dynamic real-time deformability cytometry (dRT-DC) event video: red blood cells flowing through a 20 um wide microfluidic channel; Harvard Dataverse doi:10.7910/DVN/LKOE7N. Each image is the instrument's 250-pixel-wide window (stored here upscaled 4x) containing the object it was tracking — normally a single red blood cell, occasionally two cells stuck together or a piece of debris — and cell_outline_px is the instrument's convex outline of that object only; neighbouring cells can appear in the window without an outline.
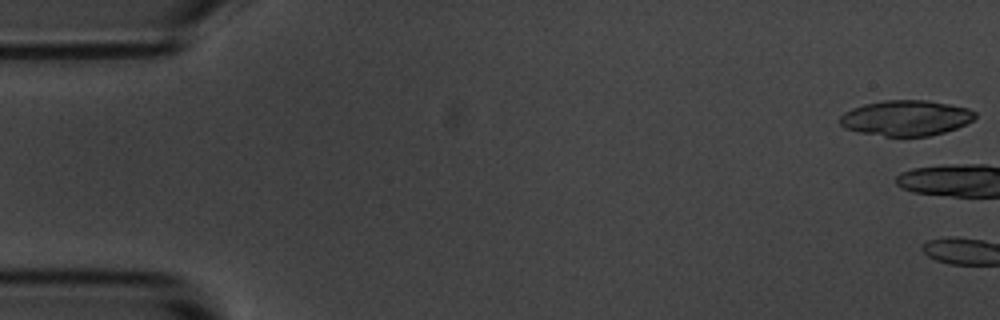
{"species": "common noctule bat (a hibernating species)", "species_latin": "Nyctalus noctula", "temperature_condition": "room temperature", "stored_images_in_passage": 3, "camera_frame_rate_fps": 3000, "um_per_image_px": 0.085, "animal": {"sex": "male", "body_mass_g": 20.1, "forearm_length_mm": 53.5}, "frame": {"image": 1, "passage_image": 1, "time_ms": 0.0, "image_size_px": [1000, 320], "cell_outline_px": [[976, 116], [972, 120], [956, 128], [944, 132], [928, 136], [884, 136], [860, 132], [844, 128], [840, 124], [840, 116], [844, 112], [852, 108], [864, 104], [884, 100], [928, 100], [968, 108], [976, 112]], "centroid_in_image_um": [76.99, 10.02], "position_along_channel_um": 8.0, "area_um2": 27.86}}